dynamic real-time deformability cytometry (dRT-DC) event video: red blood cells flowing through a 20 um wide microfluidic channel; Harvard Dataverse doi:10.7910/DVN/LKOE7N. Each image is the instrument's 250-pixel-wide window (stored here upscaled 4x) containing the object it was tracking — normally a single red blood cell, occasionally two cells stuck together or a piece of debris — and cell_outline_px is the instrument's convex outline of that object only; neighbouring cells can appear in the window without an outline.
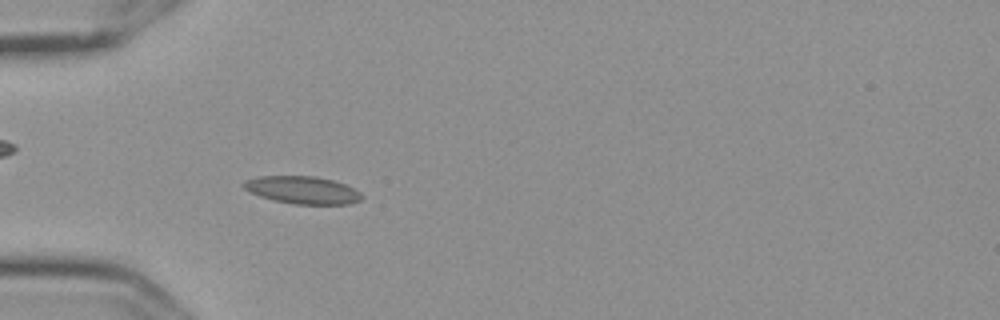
{"species": "Egyptian fruit bat (a non-hibernating species)", "species_latin": "Rousettus aegyptiacus", "temperature_condition": "cold", "stored_images_in_passage": 44, "camera_frame_rate_fps": 3000, "um_per_image_px": 0.085, "frame": {"image": 1, "passage_image": 5, "time_ms": 1.333, "image_size_px": [1000, 320], "cell_outline_px": [[364, 196], [360, 200], [352, 204], [292, 204], [272, 200], [248, 192], [240, 184], [244, 180], [256, 176], [316, 176], [332, 180], [344, 184], [360, 192]], "centroid_in_image_um": [25.66, 16.15], "position_along_channel_um": 59.3, "area_um2": 19.19}}
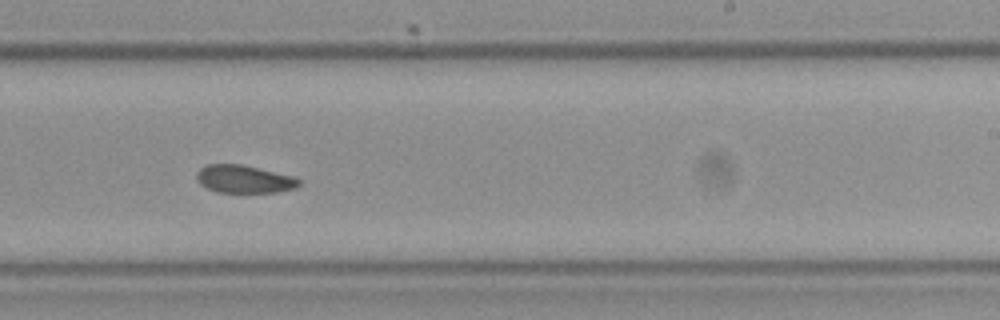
{"frame": {"image": 2, "passage_image": 23, "time_ms": 7.333, "image_size_px": [1000, 320], "cell_outline_px": [[300, 184], [296, 188], [276, 192], [216, 192], [200, 184], [196, 180], [196, 172], [200, 168], [208, 164], [240, 164], [296, 176], [300, 180]], "centroid_in_image_um": [20.75, 15.22], "position_along_channel_um": 268.2, "area_um2": 16.7}}
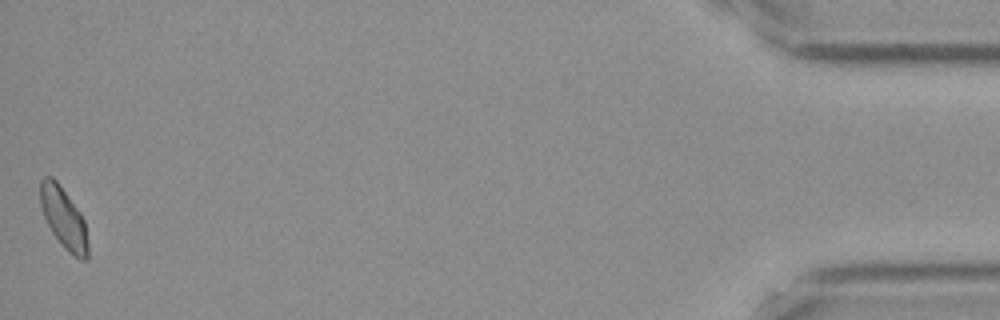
{"frame": {"image": 3, "passage_image": 44, "time_ms": 14.333, "image_size_px": [1000, 320], "cell_outline_px": [[88, 260], [80, 260], [68, 252], [64, 248], [52, 232], [44, 216], [40, 204], [40, 180], [44, 176], [52, 176], [56, 180], [80, 212], [84, 220], [88, 244]], "centroid_in_image_um": [5.41, 18.55], "position_along_channel_um": 429.8, "area_um2": 16.88}, "authors_computed_cell_mechanics": {"area_um2": 17.2244, "velocity_mm_per_s": 3.572, "shape_relaxation_time_tau1_ms": null, "shape_relaxation_time_tau2_ms": 5.4044, "deformation_change_tau1": null, "deformation_change_tau2": 0.0873}}